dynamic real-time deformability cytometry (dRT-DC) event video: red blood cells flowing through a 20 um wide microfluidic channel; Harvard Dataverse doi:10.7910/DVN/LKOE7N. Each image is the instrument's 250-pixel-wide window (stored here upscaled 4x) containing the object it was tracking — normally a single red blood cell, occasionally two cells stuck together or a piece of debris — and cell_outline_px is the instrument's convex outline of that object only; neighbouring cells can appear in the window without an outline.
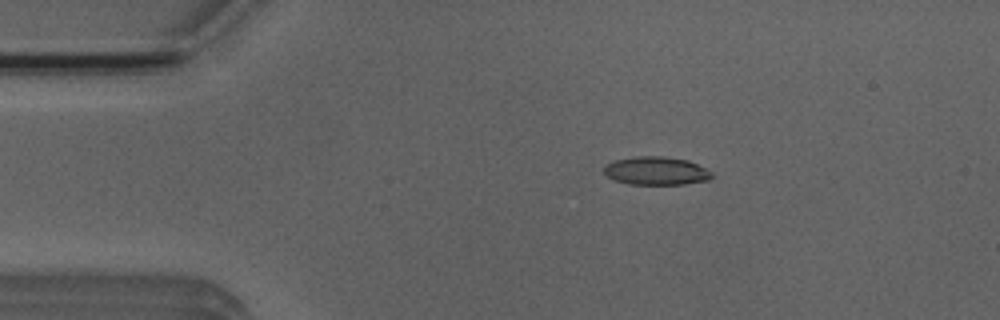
{"species": "Egyptian fruit bat (a non-hibernating species)", "species_latin": "Rousettus aegyptiacus", "temperature_condition": "room temperature", "stored_images_in_passage": 6, "camera_frame_rate_fps": 3000, "um_per_image_px": 0.085, "animal": {"sex": "male"}, "frame": {"image": 1, "passage_image": 3, "time_ms": 2.333, "image_size_px": [1000, 320], "cell_outline_px": [[712, 176], [708, 180], [684, 184], [628, 184], [616, 180], [608, 176], [604, 172], [604, 164], [616, 160], [636, 156], [664, 156], [688, 160], [712, 172]], "centroid_in_image_um": [55.76, 14.51], "position_along_channel_um": 29.2, "area_um2": 17.63}}
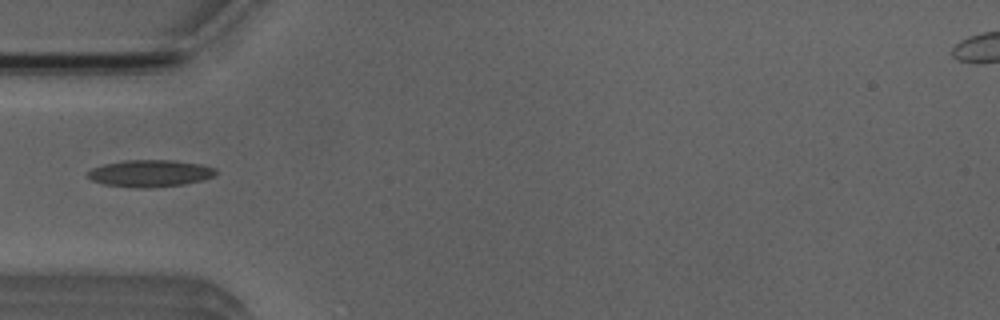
{"frame": {"image": 2, "passage_image": 5, "time_ms": 4.667, "image_size_px": [1000, 320], "cell_outline_px": [[216, 172], [212, 176], [200, 180], [184, 184], [148, 188], [136, 188], [104, 184], [92, 180], [88, 176], [88, 172], [92, 168], [104, 164], [124, 160], [176, 160], [200, 164], [216, 168]], "centroid_in_image_um": [12.74, 14.73], "position_along_channel_um": 72.3, "area_um2": 20.0}}